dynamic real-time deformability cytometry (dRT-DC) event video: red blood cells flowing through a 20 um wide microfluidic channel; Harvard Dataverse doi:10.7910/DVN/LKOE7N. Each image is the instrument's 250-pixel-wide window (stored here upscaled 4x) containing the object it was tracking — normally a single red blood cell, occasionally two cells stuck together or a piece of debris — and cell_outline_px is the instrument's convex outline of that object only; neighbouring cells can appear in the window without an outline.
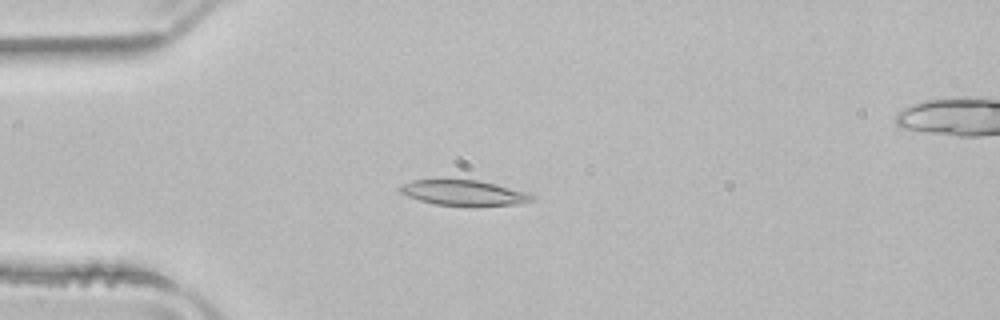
{"species": "common noctule bat (a hibernating species)", "species_latin": "Nyctalus noctula", "temperature_condition": "room temperature", "stored_images_in_passage": 44, "camera_frame_rate_fps": 3000, "um_per_image_px": 0.085, "animal": {"sex": "male", "body_mass_g": 21.5, "forearm_length_mm": 52.0}, "frame": {"image": 1, "passage_image": 6, "time_ms": 1.667, "image_size_px": [1000, 320], "cell_outline_px": [[536, 200], [520, 204], [472, 208], [436, 204], [420, 200], [408, 196], [400, 192], [400, 184], [412, 180], [476, 180], [496, 184], [532, 192], [536, 196]], "centroid_in_image_um": [39.56, 16.43], "position_along_channel_um": 45.4, "area_um2": 20.29}}
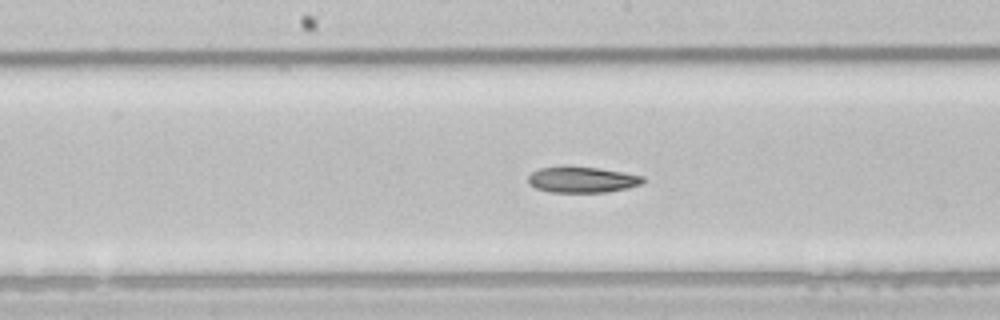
{"frame": {"image": 2, "passage_image": 19, "time_ms": 6.0, "image_size_px": [1000, 320], "cell_outline_px": [[644, 180], [640, 184], [628, 188], [608, 192], [552, 192], [536, 188], [528, 184], [528, 176], [532, 172], [540, 168], [600, 168], [644, 176]], "centroid_in_image_um": [49.5, 15.3], "position_along_channel_um": 198.7, "area_um2": 16.88}}
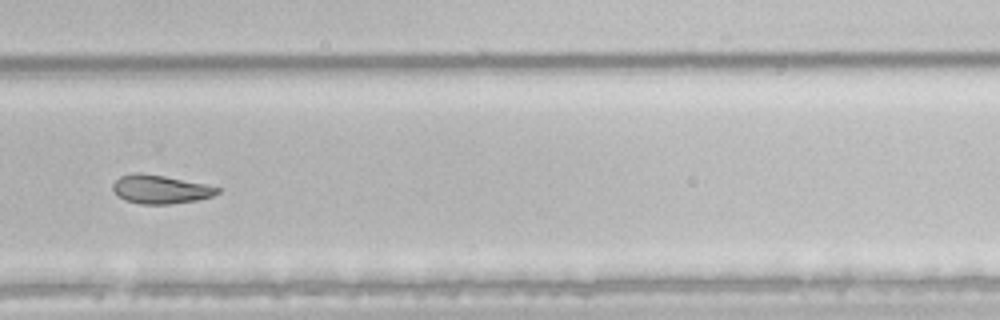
{"frame": {"image": 3, "passage_image": 28, "time_ms": 9.0, "image_size_px": [1000, 320], "cell_outline_px": [[220, 192], [212, 196], [196, 200], [168, 204], [140, 204], [124, 200], [112, 188], [112, 184], [120, 176], [136, 172], [140, 172], [164, 176], [208, 184], [220, 188]], "centroid_in_image_um": [13.64, 16.08], "position_along_channel_um": 316.2, "area_um2": 17.4}}